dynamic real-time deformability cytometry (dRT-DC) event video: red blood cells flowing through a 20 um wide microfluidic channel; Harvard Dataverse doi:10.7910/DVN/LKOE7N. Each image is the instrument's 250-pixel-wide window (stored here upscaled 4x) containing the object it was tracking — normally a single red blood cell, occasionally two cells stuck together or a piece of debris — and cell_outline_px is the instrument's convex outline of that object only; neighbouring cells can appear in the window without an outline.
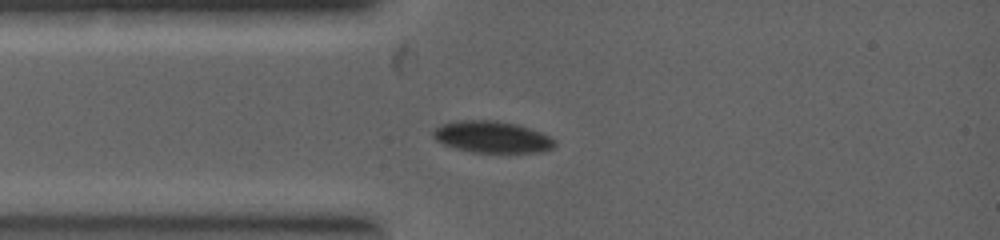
{"species": "common noctule bat (a hibernating species)", "species_latin": "Nyctalus noctula", "temperature_condition": "warm", "stored_images_in_passage": 13, "camera_frame_rate_fps": 5000, "um_per_image_px": 0.085, "animal": {"sex": "female", "body_mass_g": 19.0, "forearm_length_mm": 53.3}, "frame": {"image": 1, "passage_image": 3, "time_ms": 1.2, "image_size_px": [1000, 240], "cell_outline_px": [[556, 144], [552, 148], [544, 152], [472, 152], [456, 148], [444, 144], [436, 140], [432, 136], [432, 132], [440, 124], [452, 120], [496, 120], [520, 124], [540, 132], [556, 140]], "centroid_in_image_um": [41.82, 11.62], "position_along_channel_um": 43.2, "area_um2": 22.66}}
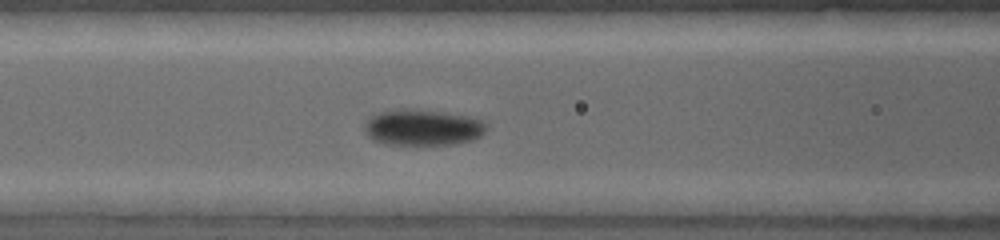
{"frame": {"image": 2, "passage_image": 8, "time_ms": 2.6, "image_size_px": [1000, 240], "cell_outline_px": [[488, 128], [480, 136], [472, 140], [452, 144], [384, 144], [372, 140], [368, 136], [364, 128], [364, 124], [372, 116], [380, 112], [432, 112], [472, 116], [484, 120], [488, 124]], "centroid_in_image_um": [36.0, 10.89], "position_along_channel_um": 130.6, "area_um2": 24.68}}